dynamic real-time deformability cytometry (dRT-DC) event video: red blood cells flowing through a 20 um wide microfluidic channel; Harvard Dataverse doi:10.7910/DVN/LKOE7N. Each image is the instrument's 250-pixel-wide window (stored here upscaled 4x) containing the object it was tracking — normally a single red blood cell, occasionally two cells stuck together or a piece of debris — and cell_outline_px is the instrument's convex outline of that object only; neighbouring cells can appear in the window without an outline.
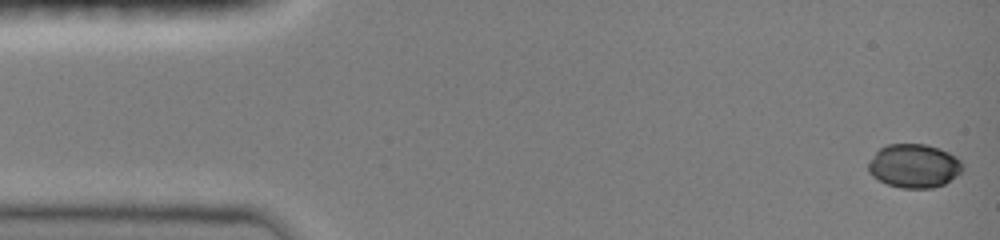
{"species": "common noctule bat (a hibernating species)", "species_latin": "Nyctalus noctula", "temperature_condition": "room temperature", "stored_images_in_passage": 20, "camera_frame_rate_fps": 3000, "um_per_image_px": 0.085, "animal": {"sex": "female", "body_mass_g": 19.0, "forearm_length_mm": 51.5}, "frame": {"image": 1, "passage_image": 1, "time_ms": 0.0, "image_size_px": [1000, 240], "cell_outline_px": [[964, 168], [956, 176], [944, 184], [932, 188], [900, 188], [888, 184], [872, 176], [868, 172], [868, 164], [876, 152], [880, 148], [888, 144], [924, 144], [940, 148], [956, 156], [964, 164]], "centroid_in_image_um": [77.71, 14.1], "position_along_channel_um": 7.3, "area_um2": 24.04}}
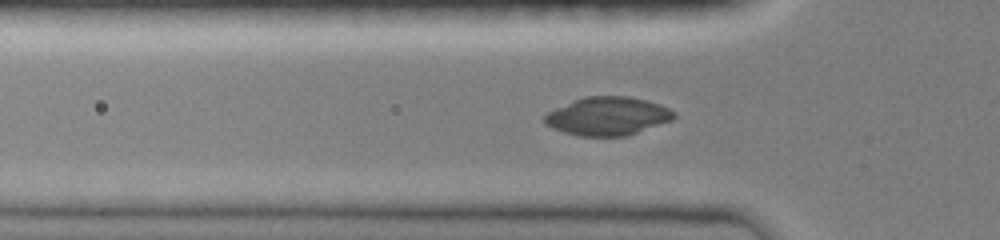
{"frame": {"image": 2, "passage_image": 12, "time_ms": 4.667, "image_size_px": [1000, 240], "cell_outline_px": [[676, 116], [672, 120], [624, 136], [580, 136], [564, 132], [552, 128], [544, 124], [544, 116], [548, 112], [572, 100], [584, 96], [628, 96], [660, 104], [676, 112]], "centroid_in_image_um": [51.63, 9.86], "position_along_channel_um": 74.2, "area_um2": 28.78}}
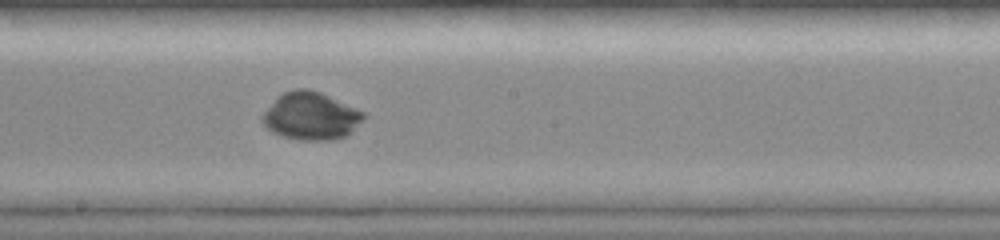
{"frame": {"image": 3, "passage_image": 20, "time_ms": 8.333, "image_size_px": [1000, 240], "cell_outline_px": [[368, 116], [352, 132], [336, 140], [300, 140], [284, 136], [272, 132], [260, 120], [260, 116], [276, 96], [284, 92], [296, 88], [308, 88], [320, 92], [364, 112]], "centroid_in_image_um": [26.42, 9.86], "position_along_channel_um": 221.8, "area_um2": 28.32}}